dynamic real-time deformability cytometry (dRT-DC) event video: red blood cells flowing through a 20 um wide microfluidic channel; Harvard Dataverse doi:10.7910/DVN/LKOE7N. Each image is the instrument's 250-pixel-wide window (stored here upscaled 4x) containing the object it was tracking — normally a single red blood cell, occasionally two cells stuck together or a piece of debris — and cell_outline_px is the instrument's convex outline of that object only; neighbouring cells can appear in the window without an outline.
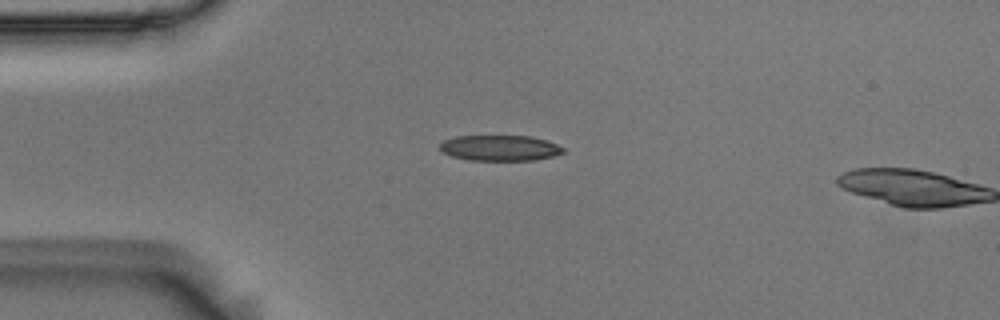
{"species": "Egyptian fruit bat (a non-hibernating species)", "species_latin": "Rousettus aegyptiacus", "temperature_condition": "room temperature", "stored_images_in_passage": 3, "segment_of_instrument_passage": [1, 2], "camera_frame_rate_fps": 3000, "um_per_image_px": 0.085, "animal": {"sex": "male"}, "frame": {"image": 1, "passage_image": 2, "time_ms": 0.333, "image_size_px": [1000, 320], "cell_outline_px": [[564, 152], [552, 156], [536, 160], [468, 160], [452, 156], [444, 152], [440, 148], [440, 144], [444, 140], [456, 136], [532, 136], [548, 140], [564, 148]], "centroid_in_image_um": [42.51, 12.57], "position_along_channel_um": 42.5, "area_um2": 18.38}}